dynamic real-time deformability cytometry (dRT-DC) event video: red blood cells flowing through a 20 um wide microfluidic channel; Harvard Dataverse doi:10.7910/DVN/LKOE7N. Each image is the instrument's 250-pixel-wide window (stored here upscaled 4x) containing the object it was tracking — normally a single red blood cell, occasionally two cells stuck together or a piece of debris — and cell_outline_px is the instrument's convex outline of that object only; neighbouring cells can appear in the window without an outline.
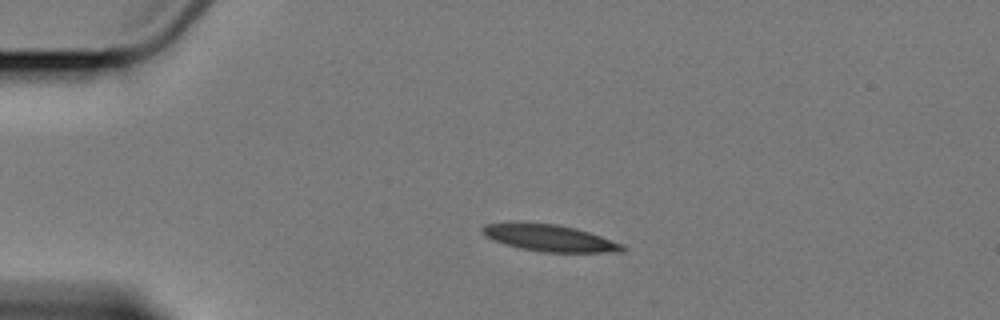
{"species": "Egyptian fruit bat (a non-hibernating species)", "species_latin": "Rousettus aegyptiacus", "temperature_condition": "cold", "stored_images_in_passage": 8, "camera_frame_rate_fps": 3000, "um_per_image_px": 0.085, "animal": {"sex": "female"}, "frame": {"image": 1, "passage_image": 1, "time_ms": 0.0, "image_size_px": [1000, 320], "cell_outline_px": [[628, 248], [624, 252], [544, 252], [520, 248], [504, 244], [492, 240], [484, 236], [480, 232], [480, 228], [484, 224], [556, 224], [576, 228], [624, 244]], "centroid_in_image_um": [46.75, 20.26], "position_along_channel_um": 38.2, "area_um2": 21.5}}
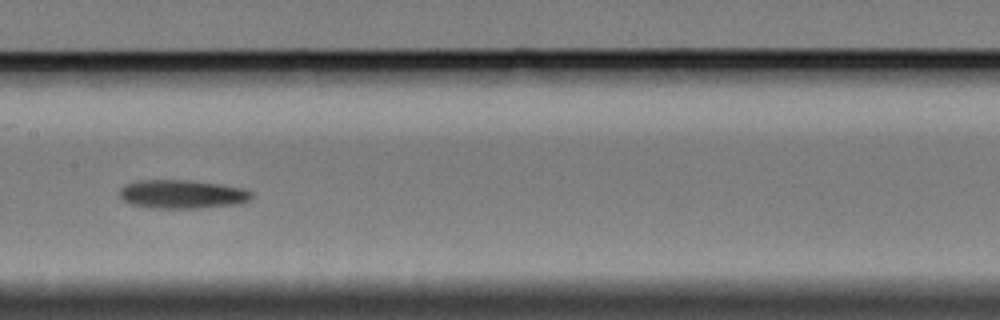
{"frame": {"image": 2, "passage_image": 5, "time_ms": 5.667, "image_size_px": [1000, 320], "cell_outline_px": [[252, 196], [248, 200], [240, 204], [200, 208], [152, 208], [128, 204], [120, 196], [120, 188], [124, 184], [136, 180], [188, 180], [220, 184], [244, 188], [252, 192]], "centroid_in_image_um": [15.46, 16.5], "position_along_channel_um": 191.9, "area_um2": 22.25}}
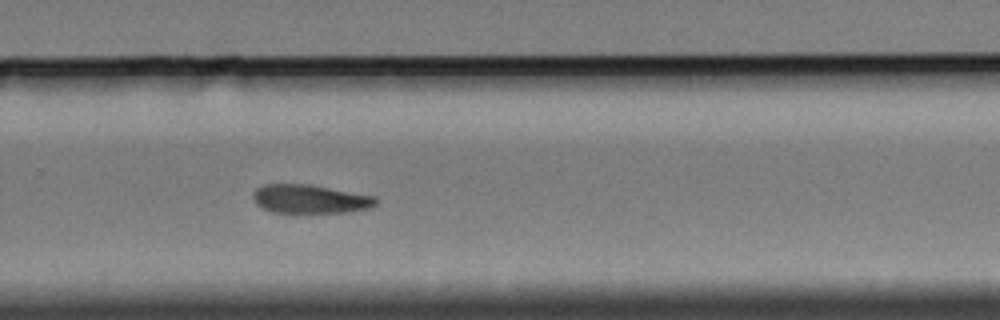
{"frame": {"image": 3, "passage_image": 8, "time_ms": 9.0, "image_size_px": [1000, 320], "cell_outline_px": [[380, 200], [372, 208], [344, 212], [300, 216], [272, 212], [256, 204], [252, 196], [252, 192], [256, 188], [264, 184], [308, 184], [376, 196]], "centroid_in_image_um": [26.35, 16.96], "position_along_channel_um": 303.4, "area_um2": 21.62}}